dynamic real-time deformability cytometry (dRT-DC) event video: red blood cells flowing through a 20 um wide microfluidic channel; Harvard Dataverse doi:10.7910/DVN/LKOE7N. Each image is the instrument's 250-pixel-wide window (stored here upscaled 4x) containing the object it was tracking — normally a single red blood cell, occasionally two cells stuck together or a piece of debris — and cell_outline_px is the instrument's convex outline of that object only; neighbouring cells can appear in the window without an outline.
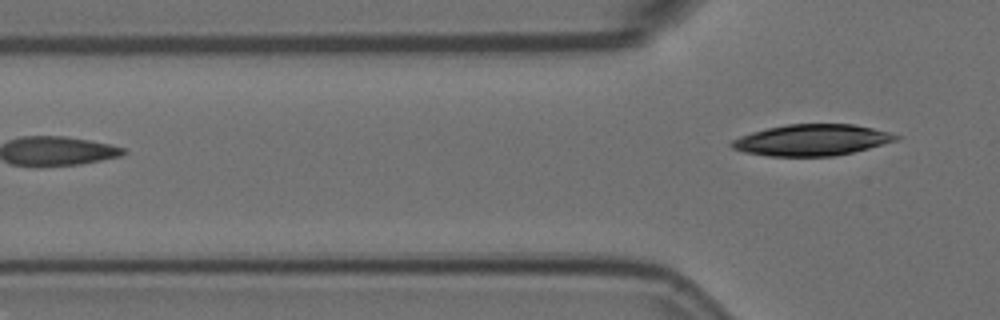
{"species": "Egyptian fruit bat (a non-hibernating species)", "species_latin": "Rousettus aegyptiacus", "temperature_condition": "room temperature", "stored_images_in_passage": 5, "camera_frame_rate_fps": 3000, "um_per_image_px": 0.085, "animal": {"sex": "female"}, "frame": {"image": 1, "passage_image": 5, "time_ms": 1.333, "image_size_px": [1000, 320], "cell_outline_px": [[900, 136], [896, 140], [868, 148], [852, 152], [832, 156], [768, 156], [744, 152], [732, 148], [728, 144], [732, 140], [740, 136], [752, 132], [768, 128], [788, 124], [852, 124], [872, 128], [888, 132]], "centroid_in_image_um": [68.95, 11.9], "position_along_channel_um": 56.8, "area_um2": 29.65}}